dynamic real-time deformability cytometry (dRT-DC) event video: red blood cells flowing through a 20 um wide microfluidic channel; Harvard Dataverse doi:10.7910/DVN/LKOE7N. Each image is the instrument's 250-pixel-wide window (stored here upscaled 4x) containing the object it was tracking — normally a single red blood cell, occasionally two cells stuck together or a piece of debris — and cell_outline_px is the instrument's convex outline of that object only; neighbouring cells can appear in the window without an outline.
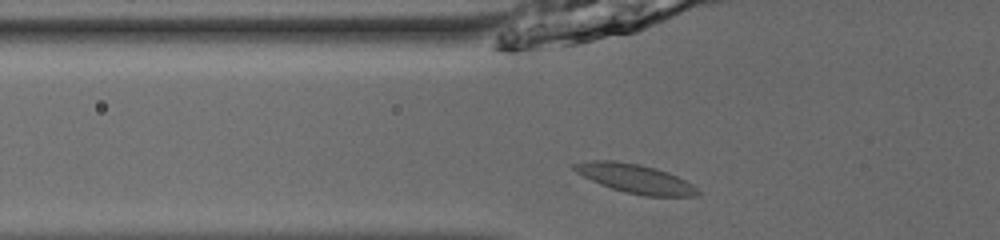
{"species": "common noctule bat (a hibernating species)", "species_latin": "Nyctalus noctula", "temperature_condition": "room temperature", "stored_images_in_passage": 35, "camera_frame_rate_fps": 3000, "um_per_image_px": 0.085, "animal": {"sex": "male", "body_mass_g": 13.0, "forearm_length_mm": 53.1}, "frame": {"image": 1, "passage_image": 2, "time_ms": 0.333, "image_size_px": [1000, 240], "cell_outline_px": [[700, 192], [696, 196], [644, 196], [624, 192], [600, 184], [576, 172], [572, 168], [572, 164], [588, 160], [616, 160], [640, 164], [656, 168], [668, 172], [692, 184]], "centroid_in_image_um": [53.97, 15.17], "position_along_channel_um": 71.8, "area_um2": 20.81}}
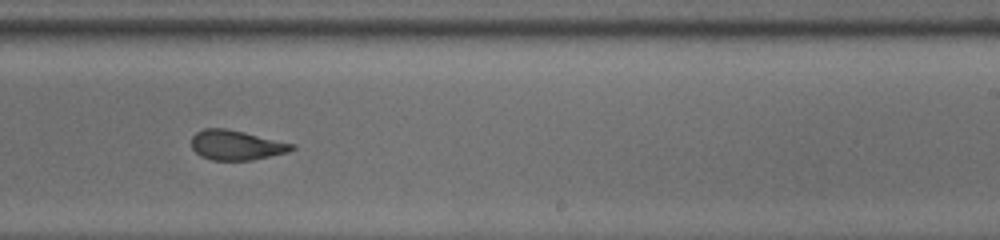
{"frame": {"image": 2, "passage_image": 17, "time_ms": 5.333, "image_size_px": [1000, 240], "cell_outline_px": [[296, 148], [288, 152], [252, 160], [212, 160], [200, 156], [192, 148], [192, 136], [196, 132], [204, 128], [224, 128], [244, 132], [296, 144]], "centroid_in_image_um": [20.09, 12.33], "position_along_channel_um": 268.9, "area_um2": 17.46}}
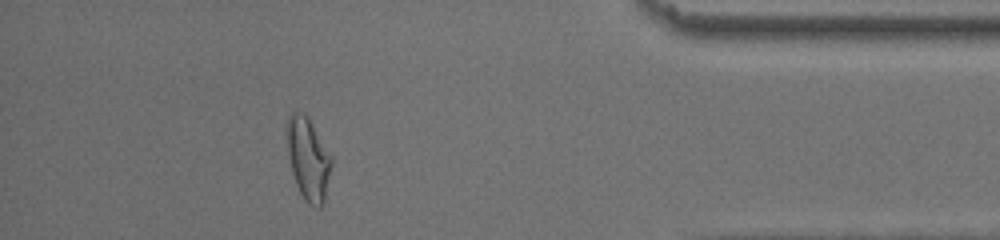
{"frame": {"image": 3, "passage_image": 30, "time_ms": 9.667, "image_size_px": [1000, 240], "cell_outline_px": [[332, 164], [324, 204], [320, 208], [316, 208], [308, 204], [304, 200], [296, 184], [292, 172], [288, 156], [284, 128], [288, 116], [292, 112], [304, 112], [308, 116], [332, 156]], "centroid_in_image_um": [26.18, 13.48], "position_along_channel_um": 409.0, "area_um2": 22.02}, "authors_computed_cell_mechanics": {"area_um2": 18.6116, "velocity_mm_per_s": 3.9387, "shape_relaxation_time_tau1_ms": null, "shape_relaxation_time_tau2_ms": 1.3123, "deformation_change_tau1": null, "deformation_change_tau2": 0.0787}}